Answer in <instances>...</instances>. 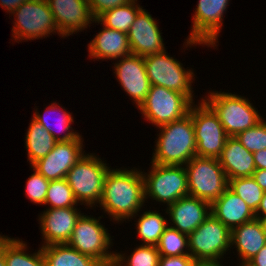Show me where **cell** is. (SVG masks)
<instances>
[{"mask_svg":"<svg viewBox=\"0 0 266 266\" xmlns=\"http://www.w3.org/2000/svg\"><path fill=\"white\" fill-rule=\"evenodd\" d=\"M135 168H110L105 176L98 205L113 223L130 221L145 206L143 175L140 169Z\"/></svg>","mask_w":266,"mask_h":266,"instance_id":"obj_1","label":"cell"},{"mask_svg":"<svg viewBox=\"0 0 266 266\" xmlns=\"http://www.w3.org/2000/svg\"><path fill=\"white\" fill-rule=\"evenodd\" d=\"M151 162L161 165H186L196 156L192 116L160 126Z\"/></svg>","mask_w":266,"mask_h":266,"instance_id":"obj_2","label":"cell"},{"mask_svg":"<svg viewBox=\"0 0 266 266\" xmlns=\"http://www.w3.org/2000/svg\"><path fill=\"white\" fill-rule=\"evenodd\" d=\"M202 99L218 115L228 137H236L239 133L253 128L264 117L249 98L239 94L211 90Z\"/></svg>","mask_w":266,"mask_h":266,"instance_id":"obj_3","label":"cell"},{"mask_svg":"<svg viewBox=\"0 0 266 266\" xmlns=\"http://www.w3.org/2000/svg\"><path fill=\"white\" fill-rule=\"evenodd\" d=\"M98 156L95 153H85L65 178L77 202L87 206V209L99 207L97 204L102 198L104 179L111 167Z\"/></svg>","mask_w":266,"mask_h":266,"instance_id":"obj_4","label":"cell"},{"mask_svg":"<svg viewBox=\"0 0 266 266\" xmlns=\"http://www.w3.org/2000/svg\"><path fill=\"white\" fill-rule=\"evenodd\" d=\"M148 172L142 171L145 201L173 204L181 197L189 195L187 172L184 165H161L150 162ZM145 171V172H144Z\"/></svg>","mask_w":266,"mask_h":266,"instance_id":"obj_5","label":"cell"},{"mask_svg":"<svg viewBox=\"0 0 266 266\" xmlns=\"http://www.w3.org/2000/svg\"><path fill=\"white\" fill-rule=\"evenodd\" d=\"M102 217L104 216L96 218L83 213L77 220L67 244L103 265H108L114 263L116 251H110L114 239H111L108 228L100 222Z\"/></svg>","mask_w":266,"mask_h":266,"instance_id":"obj_6","label":"cell"},{"mask_svg":"<svg viewBox=\"0 0 266 266\" xmlns=\"http://www.w3.org/2000/svg\"><path fill=\"white\" fill-rule=\"evenodd\" d=\"M15 19L12 38L15 42L43 39L58 33V28L46 0H29L12 14Z\"/></svg>","mask_w":266,"mask_h":266,"instance_id":"obj_7","label":"cell"},{"mask_svg":"<svg viewBox=\"0 0 266 266\" xmlns=\"http://www.w3.org/2000/svg\"><path fill=\"white\" fill-rule=\"evenodd\" d=\"M185 168L190 196L212 203L228 188L229 180L216 158L195 156Z\"/></svg>","mask_w":266,"mask_h":266,"instance_id":"obj_8","label":"cell"},{"mask_svg":"<svg viewBox=\"0 0 266 266\" xmlns=\"http://www.w3.org/2000/svg\"><path fill=\"white\" fill-rule=\"evenodd\" d=\"M147 76L151 85H158L185 94L193 103L194 70L183 67L176 58L165 51L144 57Z\"/></svg>","mask_w":266,"mask_h":266,"instance_id":"obj_9","label":"cell"},{"mask_svg":"<svg viewBox=\"0 0 266 266\" xmlns=\"http://www.w3.org/2000/svg\"><path fill=\"white\" fill-rule=\"evenodd\" d=\"M192 104L185 94L151 85L145 101L138 109L145 121L158 128L184 118L189 114Z\"/></svg>","mask_w":266,"mask_h":266,"instance_id":"obj_10","label":"cell"},{"mask_svg":"<svg viewBox=\"0 0 266 266\" xmlns=\"http://www.w3.org/2000/svg\"><path fill=\"white\" fill-rule=\"evenodd\" d=\"M229 5L230 0H198L192 16L190 35L183 43L184 49L186 47L188 50V47L197 45H206L207 48L217 47L218 38L224 24L223 16L226 14Z\"/></svg>","mask_w":266,"mask_h":266,"instance_id":"obj_11","label":"cell"},{"mask_svg":"<svg viewBox=\"0 0 266 266\" xmlns=\"http://www.w3.org/2000/svg\"><path fill=\"white\" fill-rule=\"evenodd\" d=\"M199 100L189 110L195 130L196 156L218 159L228 136L218 115L203 99Z\"/></svg>","mask_w":266,"mask_h":266,"instance_id":"obj_12","label":"cell"},{"mask_svg":"<svg viewBox=\"0 0 266 266\" xmlns=\"http://www.w3.org/2000/svg\"><path fill=\"white\" fill-rule=\"evenodd\" d=\"M188 242L196 261H221L231 249V231L211 214L188 235Z\"/></svg>","mask_w":266,"mask_h":266,"instance_id":"obj_13","label":"cell"},{"mask_svg":"<svg viewBox=\"0 0 266 266\" xmlns=\"http://www.w3.org/2000/svg\"><path fill=\"white\" fill-rule=\"evenodd\" d=\"M83 139L80 135L75 140L56 142L53 150L47 156L34 162L31 169H35L48 181L66 178L69 170L86 153L83 149L85 146Z\"/></svg>","mask_w":266,"mask_h":266,"instance_id":"obj_14","label":"cell"},{"mask_svg":"<svg viewBox=\"0 0 266 266\" xmlns=\"http://www.w3.org/2000/svg\"><path fill=\"white\" fill-rule=\"evenodd\" d=\"M114 74L117 82L132 102L139 108L145 101L150 90V81L147 76L144 57L135 54L117 59L113 63Z\"/></svg>","mask_w":266,"mask_h":266,"instance_id":"obj_15","label":"cell"},{"mask_svg":"<svg viewBox=\"0 0 266 266\" xmlns=\"http://www.w3.org/2000/svg\"><path fill=\"white\" fill-rule=\"evenodd\" d=\"M82 214L80 208L77 207L46 208L38 217L42 241L44 240L41 247L67 244Z\"/></svg>","mask_w":266,"mask_h":266,"instance_id":"obj_16","label":"cell"},{"mask_svg":"<svg viewBox=\"0 0 266 266\" xmlns=\"http://www.w3.org/2000/svg\"><path fill=\"white\" fill-rule=\"evenodd\" d=\"M54 15L61 38L82 32L93 24L94 17L87 0H46Z\"/></svg>","mask_w":266,"mask_h":266,"instance_id":"obj_17","label":"cell"},{"mask_svg":"<svg viewBox=\"0 0 266 266\" xmlns=\"http://www.w3.org/2000/svg\"><path fill=\"white\" fill-rule=\"evenodd\" d=\"M145 9L135 17L127 35L131 54L146 57L166 50L156 19Z\"/></svg>","mask_w":266,"mask_h":266,"instance_id":"obj_18","label":"cell"},{"mask_svg":"<svg viewBox=\"0 0 266 266\" xmlns=\"http://www.w3.org/2000/svg\"><path fill=\"white\" fill-rule=\"evenodd\" d=\"M164 211L169 226L189 235L211 215V203L188 195L168 205Z\"/></svg>","mask_w":266,"mask_h":266,"instance_id":"obj_19","label":"cell"},{"mask_svg":"<svg viewBox=\"0 0 266 266\" xmlns=\"http://www.w3.org/2000/svg\"><path fill=\"white\" fill-rule=\"evenodd\" d=\"M93 23L100 24L103 27L87 44L89 58L116 61L131 54L127 33L108 28L97 19H94Z\"/></svg>","mask_w":266,"mask_h":266,"instance_id":"obj_20","label":"cell"},{"mask_svg":"<svg viewBox=\"0 0 266 266\" xmlns=\"http://www.w3.org/2000/svg\"><path fill=\"white\" fill-rule=\"evenodd\" d=\"M211 214L230 231L256 218L255 212L229 187L211 203Z\"/></svg>","mask_w":266,"mask_h":266,"instance_id":"obj_21","label":"cell"},{"mask_svg":"<svg viewBox=\"0 0 266 266\" xmlns=\"http://www.w3.org/2000/svg\"><path fill=\"white\" fill-rule=\"evenodd\" d=\"M228 180L239 177H252L255 172L253 153L249 152L237 139L228 137L218 158Z\"/></svg>","mask_w":266,"mask_h":266,"instance_id":"obj_22","label":"cell"},{"mask_svg":"<svg viewBox=\"0 0 266 266\" xmlns=\"http://www.w3.org/2000/svg\"><path fill=\"white\" fill-rule=\"evenodd\" d=\"M264 245L266 235L260 219L255 218L231 230L230 247L236 248L238 260L249 261Z\"/></svg>","mask_w":266,"mask_h":266,"instance_id":"obj_23","label":"cell"},{"mask_svg":"<svg viewBox=\"0 0 266 266\" xmlns=\"http://www.w3.org/2000/svg\"><path fill=\"white\" fill-rule=\"evenodd\" d=\"M45 109L46 110H43L45 113L43 112L41 114L38 110V107L34 108L35 112L33 113L32 117L37 122H39L54 137L57 142L75 140L80 136V133L71 127V124L74 123L72 113L68 112L64 107H62L59 103L56 102H51L48 107L46 106ZM57 112H60V116L56 115ZM54 113L55 118L49 117L52 116L51 114ZM53 125L55 127H53ZM62 133L64 135H62Z\"/></svg>","mask_w":266,"mask_h":266,"instance_id":"obj_24","label":"cell"},{"mask_svg":"<svg viewBox=\"0 0 266 266\" xmlns=\"http://www.w3.org/2000/svg\"><path fill=\"white\" fill-rule=\"evenodd\" d=\"M45 266H102L96 259L80 253L68 244L43 246Z\"/></svg>","mask_w":266,"mask_h":266,"instance_id":"obj_25","label":"cell"},{"mask_svg":"<svg viewBox=\"0 0 266 266\" xmlns=\"http://www.w3.org/2000/svg\"><path fill=\"white\" fill-rule=\"evenodd\" d=\"M25 149L30 166L39 159L47 156L54 148V137L33 117L25 133Z\"/></svg>","mask_w":266,"mask_h":266,"instance_id":"obj_26","label":"cell"},{"mask_svg":"<svg viewBox=\"0 0 266 266\" xmlns=\"http://www.w3.org/2000/svg\"><path fill=\"white\" fill-rule=\"evenodd\" d=\"M21 240V241H20ZM28 246L19 238L4 235V258L6 266H45L41 246L37 252H26Z\"/></svg>","mask_w":266,"mask_h":266,"instance_id":"obj_27","label":"cell"},{"mask_svg":"<svg viewBox=\"0 0 266 266\" xmlns=\"http://www.w3.org/2000/svg\"><path fill=\"white\" fill-rule=\"evenodd\" d=\"M143 214H136L131 219L139 218L135 220L136 234L139 237L142 245H154L156 246L160 240L161 235L168 226V218L162 216L159 211H145Z\"/></svg>","mask_w":266,"mask_h":266,"instance_id":"obj_28","label":"cell"},{"mask_svg":"<svg viewBox=\"0 0 266 266\" xmlns=\"http://www.w3.org/2000/svg\"><path fill=\"white\" fill-rule=\"evenodd\" d=\"M143 7L138 0L107 10L96 19L104 26L128 33L136 15Z\"/></svg>","mask_w":266,"mask_h":266,"instance_id":"obj_29","label":"cell"},{"mask_svg":"<svg viewBox=\"0 0 266 266\" xmlns=\"http://www.w3.org/2000/svg\"><path fill=\"white\" fill-rule=\"evenodd\" d=\"M126 253H115L114 264L116 266H158L160 253L154 245H138L128 255Z\"/></svg>","mask_w":266,"mask_h":266,"instance_id":"obj_30","label":"cell"},{"mask_svg":"<svg viewBox=\"0 0 266 266\" xmlns=\"http://www.w3.org/2000/svg\"><path fill=\"white\" fill-rule=\"evenodd\" d=\"M160 256L190 255L188 235L167 226L156 245Z\"/></svg>","mask_w":266,"mask_h":266,"instance_id":"obj_31","label":"cell"},{"mask_svg":"<svg viewBox=\"0 0 266 266\" xmlns=\"http://www.w3.org/2000/svg\"><path fill=\"white\" fill-rule=\"evenodd\" d=\"M228 187L236 193L254 212L263 198L265 191L253 177H239L229 180Z\"/></svg>","mask_w":266,"mask_h":266,"instance_id":"obj_32","label":"cell"},{"mask_svg":"<svg viewBox=\"0 0 266 266\" xmlns=\"http://www.w3.org/2000/svg\"><path fill=\"white\" fill-rule=\"evenodd\" d=\"M44 205H50L48 208H68L77 207L80 204L64 178L50 181Z\"/></svg>","mask_w":266,"mask_h":266,"instance_id":"obj_33","label":"cell"},{"mask_svg":"<svg viewBox=\"0 0 266 266\" xmlns=\"http://www.w3.org/2000/svg\"><path fill=\"white\" fill-rule=\"evenodd\" d=\"M263 118L253 128L239 133L236 137L249 152L266 149V120Z\"/></svg>","mask_w":266,"mask_h":266,"instance_id":"obj_34","label":"cell"},{"mask_svg":"<svg viewBox=\"0 0 266 266\" xmlns=\"http://www.w3.org/2000/svg\"><path fill=\"white\" fill-rule=\"evenodd\" d=\"M32 171L34 173L27 178L28 180L25 185L26 197L30 200V202H33L36 205H44L50 181H48L35 169Z\"/></svg>","mask_w":266,"mask_h":266,"instance_id":"obj_35","label":"cell"},{"mask_svg":"<svg viewBox=\"0 0 266 266\" xmlns=\"http://www.w3.org/2000/svg\"><path fill=\"white\" fill-rule=\"evenodd\" d=\"M91 13L93 17L96 19L103 12L116 8L118 6H122L124 4H128L133 0H87Z\"/></svg>","mask_w":266,"mask_h":266,"instance_id":"obj_36","label":"cell"},{"mask_svg":"<svg viewBox=\"0 0 266 266\" xmlns=\"http://www.w3.org/2000/svg\"><path fill=\"white\" fill-rule=\"evenodd\" d=\"M195 262L191 255L160 256L158 266H193Z\"/></svg>","mask_w":266,"mask_h":266,"instance_id":"obj_37","label":"cell"},{"mask_svg":"<svg viewBox=\"0 0 266 266\" xmlns=\"http://www.w3.org/2000/svg\"><path fill=\"white\" fill-rule=\"evenodd\" d=\"M29 0H0V6L1 8L5 9L7 13L10 15L24 2H27Z\"/></svg>","mask_w":266,"mask_h":266,"instance_id":"obj_38","label":"cell"},{"mask_svg":"<svg viewBox=\"0 0 266 266\" xmlns=\"http://www.w3.org/2000/svg\"><path fill=\"white\" fill-rule=\"evenodd\" d=\"M256 170H266V149L253 153Z\"/></svg>","mask_w":266,"mask_h":266,"instance_id":"obj_39","label":"cell"},{"mask_svg":"<svg viewBox=\"0 0 266 266\" xmlns=\"http://www.w3.org/2000/svg\"><path fill=\"white\" fill-rule=\"evenodd\" d=\"M254 266H266V245H264L258 253L249 260Z\"/></svg>","mask_w":266,"mask_h":266,"instance_id":"obj_40","label":"cell"},{"mask_svg":"<svg viewBox=\"0 0 266 266\" xmlns=\"http://www.w3.org/2000/svg\"><path fill=\"white\" fill-rule=\"evenodd\" d=\"M252 177L257 182V184L266 192V170H255V172L252 174Z\"/></svg>","mask_w":266,"mask_h":266,"instance_id":"obj_41","label":"cell"},{"mask_svg":"<svg viewBox=\"0 0 266 266\" xmlns=\"http://www.w3.org/2000/svg\"><path fill=\"white\" fill-rule=\"evenodd\" d=\"M255 217L260 220L266 218V192L264 193L263 198L257 208V211L255 212Z\"/></svg>","mask_w":266,"mask_h":266,"instance_id":"obj_42","label":"cell"},{"mask_svg":"<svg viewBox=\"0 0 266 266\" xmlns=\"http://www.w3.org/2000/svg\"><path fill=\"white\" fill-rule=\"evenodd\" d=\"M222 261H196L193 266H223Z\"/></svg>","mask_w":266,"mask_h":266,"instance_id":"obj_43","label":"cell"},{"mask_svg":"<svg viewBox=\"0 0 266 266\" xmlns=\"http://www.w3.org/2000/svg\"><path fill=\"white\" fill-rule=\"evenodd\" d=\"M0 266H6L4 258V235L0 237Z\"/></svg>","mask_w":266,"mask_h":266,"instance_id":"obj_44","label":"cell"},{"mask_svg":"<svg viewBox=\"0 0 266 266\" xmlns=\"http://www.w3.org/2000/svg\"><path fill=\"white\" fill-rule=\"evenodd\" d=\"M239 266H254L250 261H239Z\"/></svg>","mask_w":266,"mask_h":266,"instance_id":"obj_45","label":"cell"},{"mask_svg":"<svg viewBox=\"0 0 266 266\" xmlns=\"http://www.w3.org/2000/svg\"><path fill=\"white\" fill-rule=\"evenodd\" d=\"M263 227H264V231H265V235H266V218L261 220Z\"/></svg>","mask_w":266,"mask_h":266,"instance_id":"obj_46","label":"cell"},{"mask_svg":"<svg viewBox=\"0 0 266 266\" xmlns=\"http://www.w3.org/2000/svg\"><path fill=\"white\" fill-rule=\"evenodd\" d=\"M102 266H116L114 263L108 264V265H102Z\"/></svg>","mask_w":266,"mask_h":266,"instance_id":"obj_47","label":"cell"}]
</instances>
